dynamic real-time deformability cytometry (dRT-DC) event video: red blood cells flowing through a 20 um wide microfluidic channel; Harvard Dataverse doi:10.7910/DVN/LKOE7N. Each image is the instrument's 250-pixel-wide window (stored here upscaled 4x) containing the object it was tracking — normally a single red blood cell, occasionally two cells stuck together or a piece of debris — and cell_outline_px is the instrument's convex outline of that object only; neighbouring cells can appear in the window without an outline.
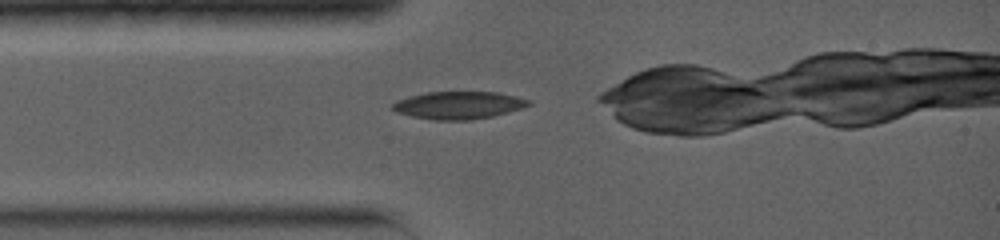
{"species": "common noctule bat (a hibernating species)", "species_latin": "Nyctalus noctula", "temperature_condition": "warm", "stored_images_in_passage": 22, "camera_frame_rate_fps": 5000, "um_per_image_px": 0.085, "animal": {"sex": "female", "body_mass_g": 19.0, "forearm_length_mm": 56.7}, "frame": {"image": 1, "passage_image": 1, "time_ms": 0.0, "image_size_px": [1000, 240], "cell_outline_px": [[532, 104], [508, 112], [492, 116], [468, 120], [432, 120], [412, 116], [396, 112], [388, 108], [396, 100], [408, 96], [424, 92], [496, 92], [516, 96], [532, 100]], "centroid_in_image_um": [38.93, 8.94], "position_along_channel_um": 46.1, "area_um2": 22.02}}
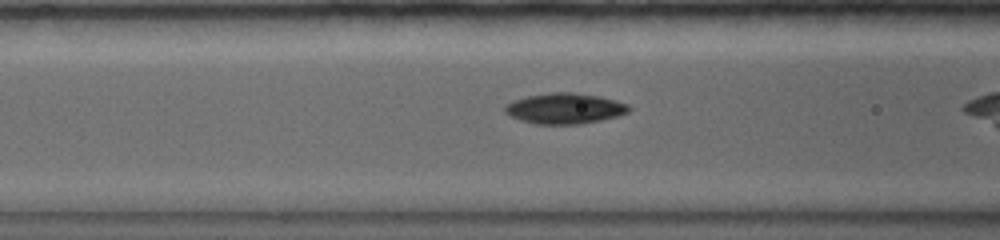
{"frame": {"image": 2, "passage_image": 5, "time_ms": 1.8, "image_size_px": [1000, 240], "cell_outline_px": [[632, 108], [628, 112], [616, 116], [600, 120], [580, 124], [536, 124], [520, 120], [508, 116], [504, 112], [504, 108], [512, 100], [528, 96], [552, 92], [572, 92], [600, 96], [628, 104]], "centroid_in_image_um": [47.98, 9.22], "position_along_channel_um": 118.6, "area_um2": 22.14}}
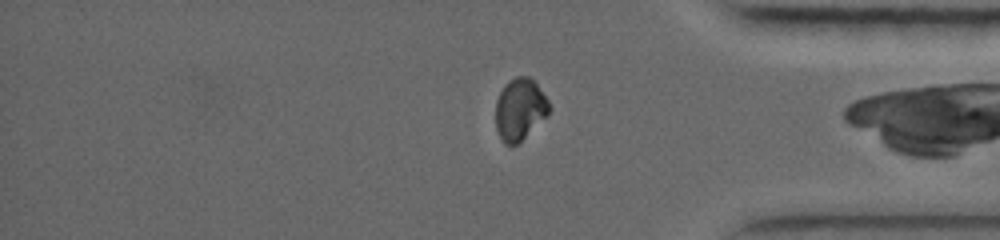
{"frame": {"image": 3, "passage_image": 20, "time_ms": 8.8, "image_size_px": [1000, 240], "cell_outline_px": [[548, 116], [516, 144], [504, 144], [496, 128], [496, 100], [504, 84], [508, 80], [516, 76], [528, 76], [536, 84], [548, 100]], "centroid_in_image_um": [44.17, 9.27], "position_along_channel_um": 391.0, "area_um2": 19.02}}